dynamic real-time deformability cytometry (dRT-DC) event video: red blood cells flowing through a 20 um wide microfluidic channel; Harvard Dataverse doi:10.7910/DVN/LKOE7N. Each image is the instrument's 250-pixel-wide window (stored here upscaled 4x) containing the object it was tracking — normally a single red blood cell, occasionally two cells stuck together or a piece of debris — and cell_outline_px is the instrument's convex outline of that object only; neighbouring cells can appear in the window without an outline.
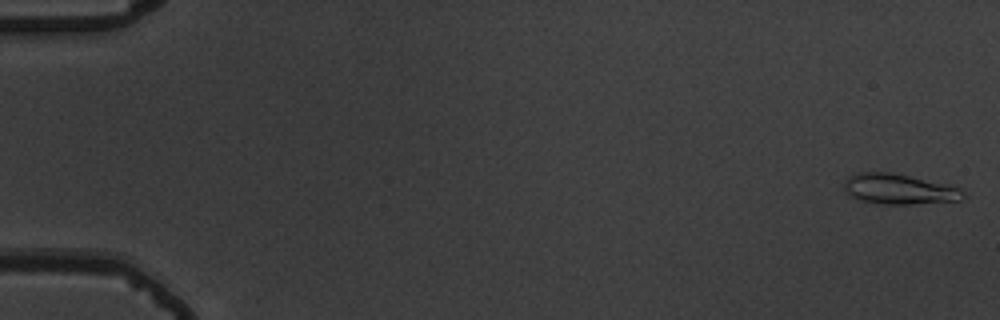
{"species": "common noctule bat (a hibernating species)", "species_latin": "Nyctalus noctula", "temperature_condition": "warm", "stored_images_in_passage": 55, "camera_frame_rate_fps": 3000, "um_per_image_px": 0.085, "animal": {"sex": "male", "body_mass_g": 19.5, "forearm_length_mm": 54.6}, "frame": {"image": 1, "passage_image": 1, "time_ms": 0.0, "image_size_px": [1000, 320], "cell_outline_px": [[968, 196], [960, 200], [912, 204], [884, 204], [860, 200], [848, 196], [844, 188], [844, 180], [848, 176], [856, 172], [888, 172], [908, 176], [960, 188]], "centroid_in_image_um": [76.36, 16.08], "position_along_channel_um": 8.6, "area_um2": 20.92}}
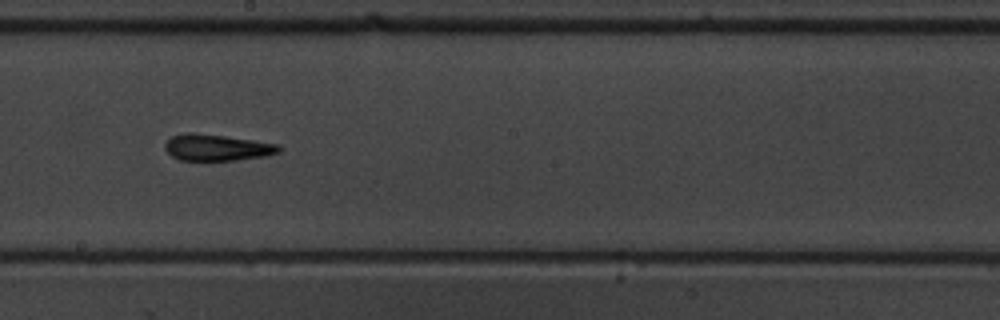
{"frame": {"image": 2, "passage_image": 32, "time_ms": 10.333, "image_size_px": [1000, 320], "cell_outline_px": [[280, 152], [264, 156], [236, 160], [180, 160], [172, 156], [164, 148], [164, 144], [172, 136], [184, 132], [192, 132], [224, 136], [252, 140], [276, 144], [280, 148]], "centroid_in_image_um": [18.39, 12.53], "position_along_channel_um": 229.8, "area_um2": 17.34}}
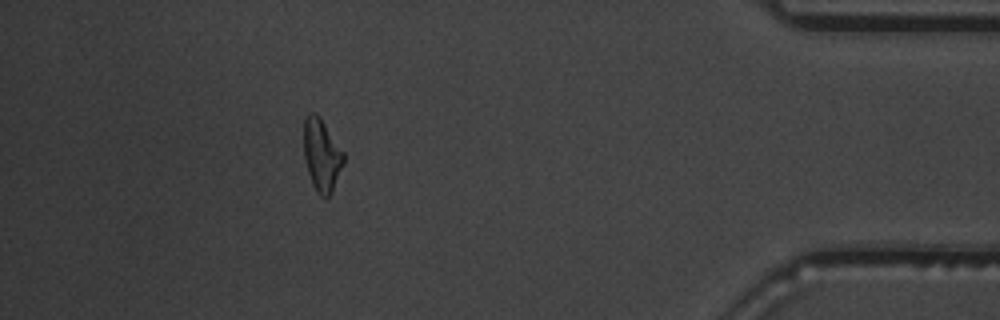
{"frame": {"image": 3, "passage_image": 50, "time_ms": 16.333, "image_size_px": [1000, 320], "cell_outline_px": [[344, 164], [328, 196], [324, 200], [316, 192], [312, 184], [304, 160], [304, 116], [308, 112], [316, 112], [320, 116], [344, 152]], "centroid_in_image_um": [27.32, 13.14], "position_along_channel_um": 407.9, "area_um2": 16.94}, "authors_computed_cell_mechanics": {"area_um2": 17.2822, "velocity_mm_per_s": 3.7136, "shape_relaxation_time_tau1_ms": 6.4237, "shape_relaxation_time_tau2_ms": 3.4949, "deformation_change_tau1": 0.2206, "deformation_change_tau2": 0.1613}}